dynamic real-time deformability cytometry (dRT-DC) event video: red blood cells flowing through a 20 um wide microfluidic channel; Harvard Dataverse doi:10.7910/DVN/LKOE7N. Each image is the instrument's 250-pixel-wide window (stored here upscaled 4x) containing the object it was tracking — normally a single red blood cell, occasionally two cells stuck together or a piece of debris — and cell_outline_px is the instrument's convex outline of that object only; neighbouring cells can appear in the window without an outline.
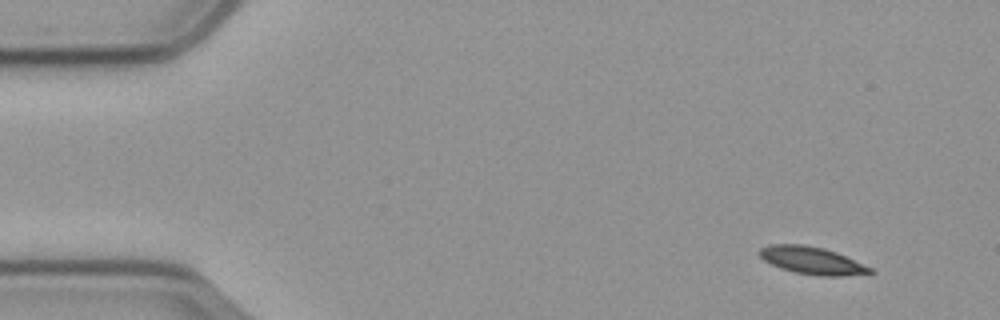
{"species": "common noctule bat (a hibernating species)", "species_latin": "Nyctalus noctula", "temperature_condition": "cold", "stored_images_in_passage": 54, "camera_frame_rate_fps": 3000, "um_per_image_px": 0.085, "animal": {"sex": "male", "body_mass_g": 23.1, "forearm_length_mm": 52.7}, "frame": {"image": 1, "passage_image": 1, "time_ms": 0.0, "image_size_px": [1000, 320], "cell_outline_px": [[876, 272], [844, 276], [820, 276], [796, 272], [780, 268], [764, 260], [756, 252], [760, 248], [768, 244], [804, 244], [824, 248], [836, 252], [872, 268]], "centroid_in_image_um": [68.99, 22.13], "position_along_channel_um": 16.0, "area_um2": 17.69}}
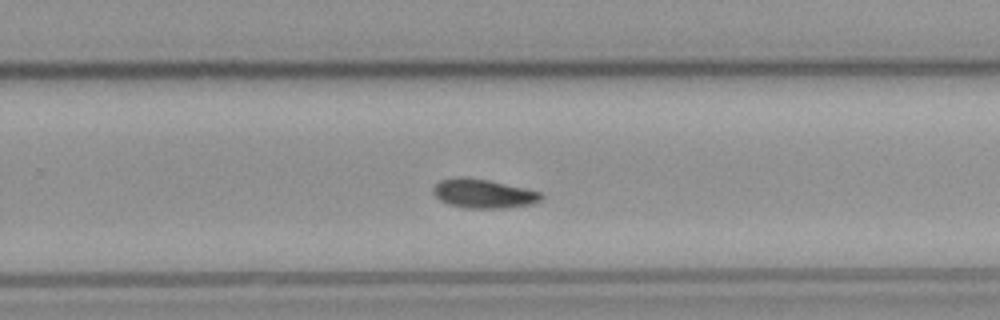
{"frame": {"image": 2, "passage_image": 33, "time_ms": 10.667, "image_size_px": [1000, 320], "cell_outline_px": [[544, 196], [540, 200], [532, 204], [508, 208], [468, 208], [448, 204], [440, 200], [432, 192], [432, 188], [440, 180], [456, 176], [460, 176], [488, 180], [524, 188], [540, 192]], "centroid_in_image_um": [41.07, 16.45], "position_along_channel_um": 288.7, "area_um2": 18.26}}
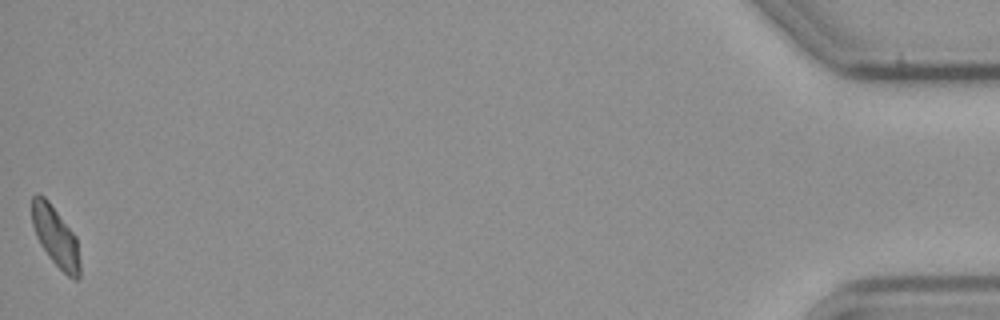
{"frame": {"image": 3, "passage_image": 54, "time_ms": 17.667, "image_size_px": [1000, 320], "cell_outline_px": [[80, 276], [76, 280], [72, 280], [52, 260], [40, 244], [36, 236], [32, 224], [32, 196], [36, 192], [44, 196], [48, 200], [76, 236], [80, 264]], "centroid_in_image_um": [4.72, 20.1], "position_along_channel_um": 430.5, "area_um2": 16.7}, "authors_computed_cell_mechanics": {"area_um2": 18.0625, "velocity_mm_per_s": 3.5373, "shape_relaxation_time_tau1_ms": 4.4386, "shape_relaxation_time_tau2_ms": null, "deformation_change_tau1": 0.1126, "deformation_change_tau2": null}}